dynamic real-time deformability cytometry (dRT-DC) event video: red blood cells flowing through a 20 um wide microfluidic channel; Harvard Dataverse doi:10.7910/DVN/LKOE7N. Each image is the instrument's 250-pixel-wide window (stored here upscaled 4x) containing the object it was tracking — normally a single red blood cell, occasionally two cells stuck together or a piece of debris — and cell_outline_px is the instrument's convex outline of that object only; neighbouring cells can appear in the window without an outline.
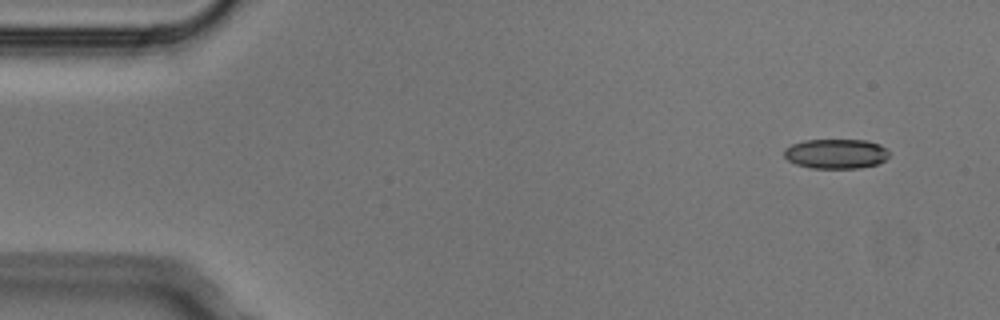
{"species": "Egyptian fruit bat (a non-hibernating species)", "species_latin": "Rousettus aegyptiacus", "temperature_condition": "cold", "stored_images_in_passage": 3, "camera_frame_rate_fps": 3000, "um_per_image_px": 0.085, "animal": {"sex": "male"}, "frame": {"image": 1, "passage_image": 1, "time_ms": 0.0, "image_size_px": [1000, 320], "cell_outline_px": [[888, 156], [884, 160], [876, 164], [860, 168], [812, 168], [796, 164], [788, 160], [784, 156], [784, 148], [792, 144], [804, 140], [868, 140], [880, 144], [888, 152]], "centroid_in_image_um": [71.03, 13.06], "position_along_channel_um": 14.0, "area_um2": 18.15}}